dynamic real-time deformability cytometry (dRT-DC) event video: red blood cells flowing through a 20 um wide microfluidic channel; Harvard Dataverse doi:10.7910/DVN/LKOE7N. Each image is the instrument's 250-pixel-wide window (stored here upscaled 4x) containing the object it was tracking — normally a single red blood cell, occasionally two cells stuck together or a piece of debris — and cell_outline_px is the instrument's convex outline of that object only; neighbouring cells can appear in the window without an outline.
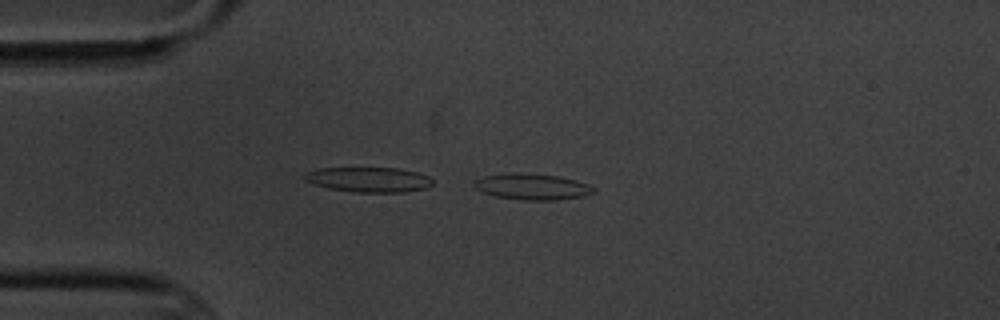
{"species": "common noctule bat (a hibernating species)", "species_latin": "Nyctalus noctula", "temperature_condition": "cold", "stored_images_in_passage": 4, "camera_frame_rate_fps": 3000, "um_per_image_px": 0.085, "animal": {"sex": "male", "body_mass_g": 20.1, "forearm_length_mm": 53.5}, "frame": {"image": 1, "passage_image": 3, "time_ms": 3.333, "image_size_px": [1000, 320], "cell_outline_px": [[596, 192], [584, 196], [556, 200], [524, 200], [492, 196], [480, 192], [472, 188], [472, 184], [476, 180], [484, 176], [512, 172], [560, 176], [576, 180], [588, 184], [596, 188]], "centroid_in_image_um": [45.21, 15.87], "position_along_channel_um": 39.8, "area_um2": 18.5}}